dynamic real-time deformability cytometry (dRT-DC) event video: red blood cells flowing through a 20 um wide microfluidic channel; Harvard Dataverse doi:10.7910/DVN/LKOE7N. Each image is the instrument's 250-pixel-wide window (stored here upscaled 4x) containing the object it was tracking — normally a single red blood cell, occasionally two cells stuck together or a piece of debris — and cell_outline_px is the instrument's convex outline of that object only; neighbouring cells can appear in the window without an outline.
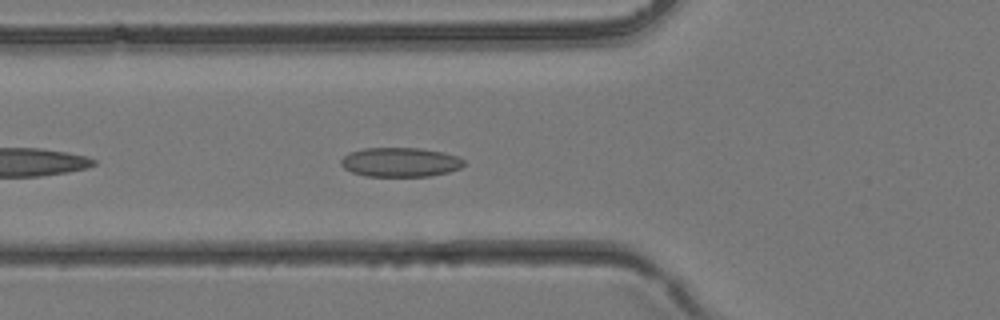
{"species": "common noctule bat (a hibernating species)", "species_latin": "Nyctalus noctula", "temperature_condition": "room temperature", "stored_images_in_passage": 37, "camera_frame_rate_fps": 3000, "um_per_image_px": 0.085, "animal": {"sex": "female", "body_mass_g": 24.6, "forearm_length_mm": 56.2}, "frame": {"image": 1, "passage_image": 13, "time_ms": 4.0, "image_size_px": [1000, 320], "cell_outline_px": [[464, 164], [460, 168], [448, 172], [428, 176], [368, 176], [352, 172], [344, 168], [340, 164], [340, 160], [348, 152], [364, 148], [420, 148], [444, 152], [456, 156], [464, 160]], "centroid_in_image_um": [34.0, 13.78], "position_along_channel_um": 91.8, "area_um2": 20.98}}
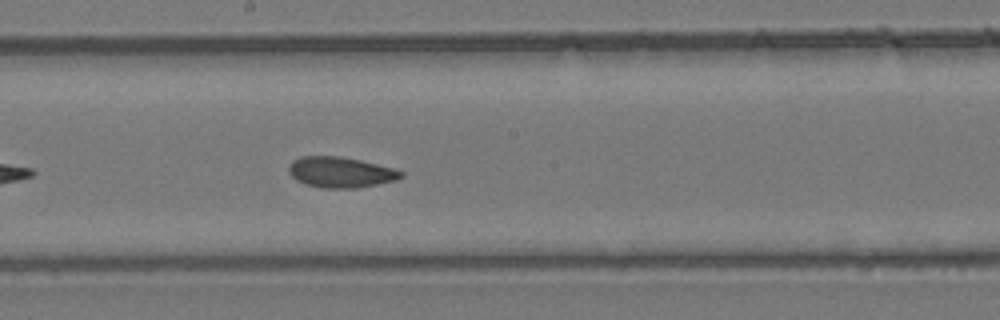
{"frame": {"image": 2, "passage_image": 20, "time_ms": 6.333, "image_size_px": [1000, 320], "cell_outline_px": [[404, 176], [396, 180], [356, 188], [324, 188], [304, 184], [296, 180], [288, 172], [288, 168], [292, 160], [300, 156], [340, 156], [360, 160], [392, 168], [404, 172]], "centroid_in_image_um": [28.92, 14.64], "position_along_channel_um": 219.3, "area_um2": 20.06}}
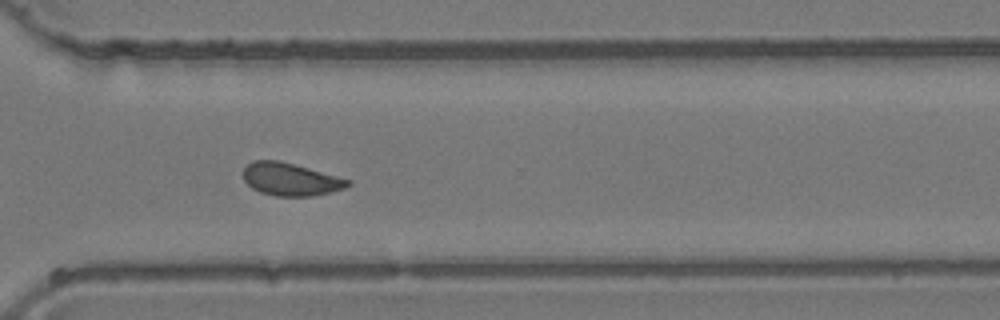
{"frame": {"image": 3, "passage_image": 27, "time_ms": 8.667, "image_size_px": [1000, 320], "cell_outline_px": [[352, 184], [344, 188], [312, 196], [276, 196], [260, 192], [252, 188], [244, 180], [244, 168], [252, 160], [280, 160], [352, 180]], "centroid_in_image_um": [24.69, 15.23], "position_along_channel_um": 345.9, "area_um2": 19.88}}